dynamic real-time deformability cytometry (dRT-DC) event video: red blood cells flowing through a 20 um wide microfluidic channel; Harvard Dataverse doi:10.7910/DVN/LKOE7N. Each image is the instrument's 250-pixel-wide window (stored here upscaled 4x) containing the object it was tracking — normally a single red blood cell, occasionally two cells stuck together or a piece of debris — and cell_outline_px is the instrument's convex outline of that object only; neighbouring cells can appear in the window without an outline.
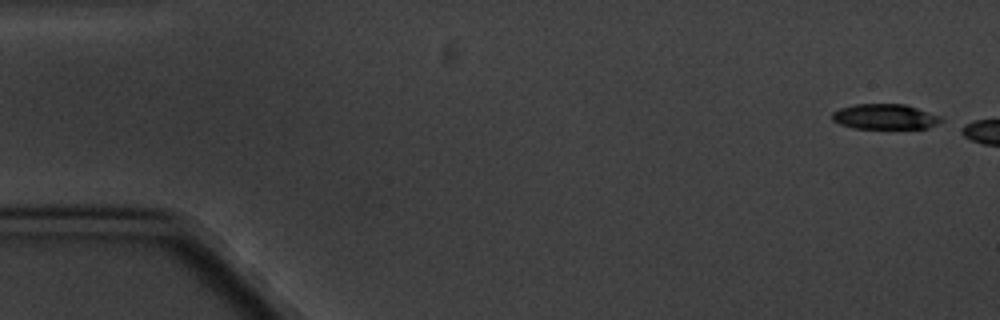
{"species": "common noctule bat (a hibernating species)", "species_latin": "Nyctalus noctula", "temperature_condition": "cold", "stored_images_in_passage": 2, "camera_frame_rate_fps": 3000, "um_per_image_px": 0.085, "animal": {"sex": "male", "body_mass_g": 20.1, "forearm_length_mm": 53.5}, "frame": {"image": 1, "passage_image": 1, "time_ms": 0.0, "image_size_px": [1000, 320], "cell_outline_px": [[944, 120], [928, 128], [856, 128], [840, 124], [832, 120], [832, 112], [840, 108], [856, 104], [904, 104], [940, 116]], "centroid_in_image_um": [75.2, 9.91], "position_along_channel_um": 9.8, "area_um2": 15.84}}